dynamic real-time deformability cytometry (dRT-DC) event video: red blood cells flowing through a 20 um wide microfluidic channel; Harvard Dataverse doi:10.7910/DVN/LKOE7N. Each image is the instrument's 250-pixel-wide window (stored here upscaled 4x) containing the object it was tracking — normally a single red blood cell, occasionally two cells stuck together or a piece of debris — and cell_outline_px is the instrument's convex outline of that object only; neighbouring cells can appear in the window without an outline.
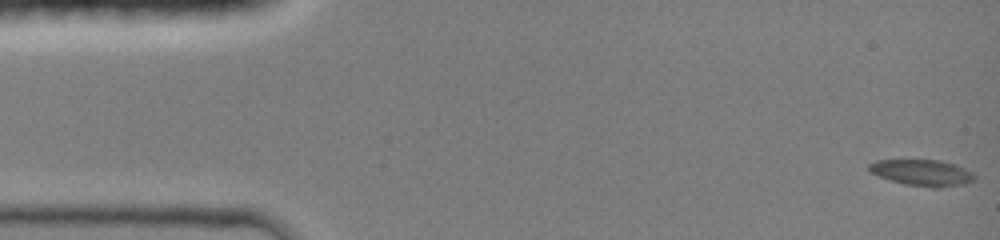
{"species": "common noctule bat (a hibernating species)", "species_latin": "Nyctalus noctula", "temperature_condition": "room temperature", "stored_images_in_passage": 35, "camera_frame_rate_fps": 3000, "um_per_image_px": 0.085, "animal": {"sex": "female", "body_mass_g": 19.0, "forearm_length_mm": 51.5}, "frame": {"image": 1, "passage_image": 1, "time_ms": 0.0, "image_size_px": [1000, 240], "cell_outline_px": [[976, 180], [964, 184], [940, 188], [932, 188], [904, 184], [880, 176], [872, 172], [868, 168], [868, 164], [876, 160], [940, 160], [956, 164], [972, 172], [976, 176]], "centroid_in_image_um": [78.44, 14.68], "position_along_channel_um": 6.6, "area_um2": 16.18}}
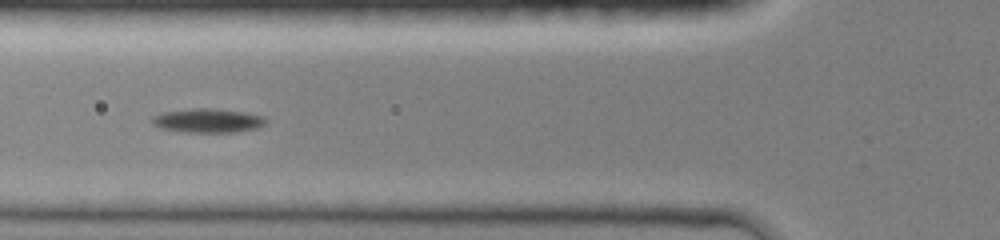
{"frame": {"image": 2, "passage_image": 24, "time_ms": 5.333, "image_size_px": [1000, 240], "cell_outline_px": [[268, 124], [256, 128], [236, 132], [184, 132], [160, 128], [152, 124], [152, 116], [164, 112], [192, 108], [212, 108], [244, 112], [264, 116], [268, 120]], "centroid_in_image_um": [17.7, 10.25], "position_along_channel_um": 108.1, "area_um2": 16.07}}
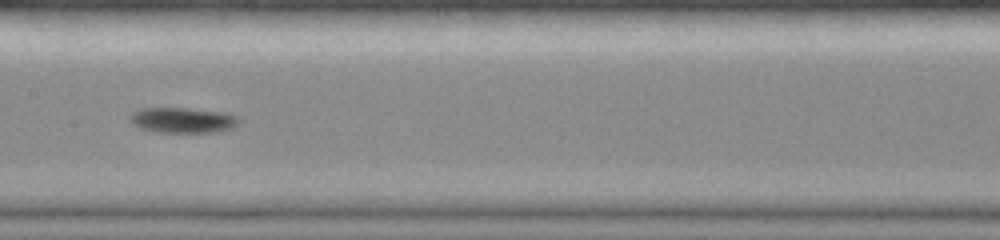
{"frame": {"image": 3, "passage_image": 34, "time_ms": 7.333, "image_size_px": [1000, 240], "cell_outline_px": [[240, 120], [232, 128], [216, 132], [156, 132], [140, 128], [132, 120], [132, 112], [140, 108], [188, 108], [228, 112], [236, 116]], "centroid_in_image_um": [15.59, 10.2], "position_along_channel_um": 191.8, "area_um2": 16.01}}